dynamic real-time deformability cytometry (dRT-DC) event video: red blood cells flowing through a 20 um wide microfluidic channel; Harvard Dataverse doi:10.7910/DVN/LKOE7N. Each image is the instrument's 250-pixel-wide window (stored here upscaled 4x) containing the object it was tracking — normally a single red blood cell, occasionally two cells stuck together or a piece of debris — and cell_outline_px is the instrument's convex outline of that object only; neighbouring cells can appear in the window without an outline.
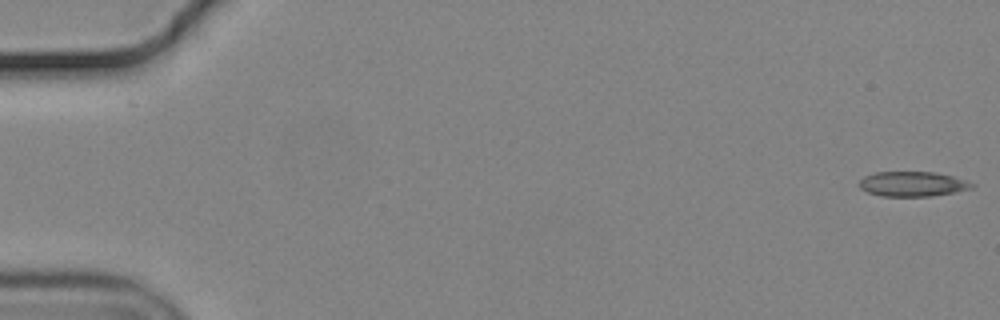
{"species": "common noctule bat (a hibernating species)", "species_latin": "Nyctalus noctula", "temperature_condition": "cold", "stored_images_in_passage": 13, "camera_frame_rate_fps": 3000, "um_per_image_px": 0.085, "animal": {"sex": "male", "body_mass_g": 19.2, "forearm_length_mm": 51.8}, "frame": {"image": 1, "passage_image": 1, "time_ms": 0.0, "image_size_px": [1000, 320], "cell_outline_px": [[976, 184], [972, 188], [932, 196], [880, 196], [868, 192], [860, 188], [860, 180], [864, 176], [876, 172], [936, 172], [952, 176]], "centroid_in_image_um": [77.55, 15.63], "position_along_channel_um": 7.4, "area_um2": 16.18}}